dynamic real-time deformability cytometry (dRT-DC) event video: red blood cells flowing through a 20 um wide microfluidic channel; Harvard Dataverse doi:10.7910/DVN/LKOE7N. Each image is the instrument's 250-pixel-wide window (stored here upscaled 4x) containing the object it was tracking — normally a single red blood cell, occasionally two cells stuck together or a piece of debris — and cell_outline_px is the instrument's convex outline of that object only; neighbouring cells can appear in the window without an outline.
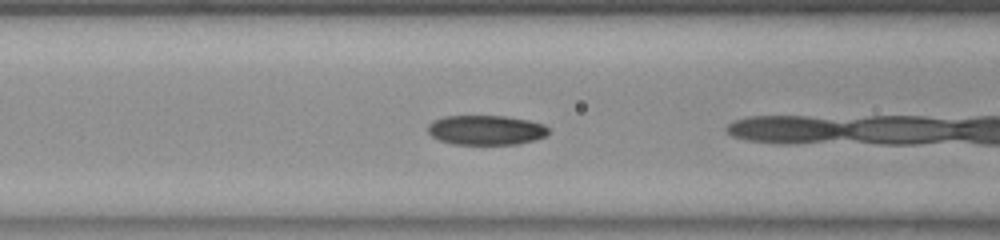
{"species": "common noctule bat (a hibernating species)", "species_latin": "Nyctalus noctula", "temperature_condition": "room temperature", "stored_images_in_passage": 26, "camera_frame_rate_fps": 3000, "um_per_image_px": 0.085, "animal": {"sex": "female", "body_mass_g": 23.0, "forearm_length_mm": 53.4}, "frame": {"image": 1, "passage_image": 5, "time_ms": 1.333, "image_size_px": [1000, 240], "cell_outline_px": [[548, 132], [544, 136], [536, 140], [516, 144], [452, 144], [440, 140], [432, 136], [428, 132], [428, 124], [432, 120], [444, 116], [504, 116], [528, 120], [544, 124], [548, 128]], "centroid_in_image_um": [41.29, 11.05], "position_along_channel_um": 125.3, "area_um2": 20.87}}
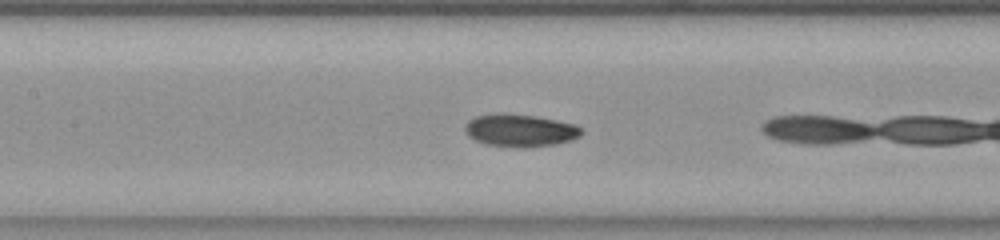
{"frame": {"image": 2, "passage_image": 8, "time_ms": 2.333, "image_size_px": [1000, 240], "cell_outline_px": [[584, 132], [580, 136], [572, 140], [556, 144], [528, 148], [516, 148], [488, 144], [476, 140], [468, 136], [464, 128], [468, 120], [476, 116], [504, 112], [532, 116], [556, 120], [572, 124], [580, 128]], "centroid_in_image_um": [44.2, 11.09], "position_along_channel_um": 163.2, "area_um2": 22.14}}
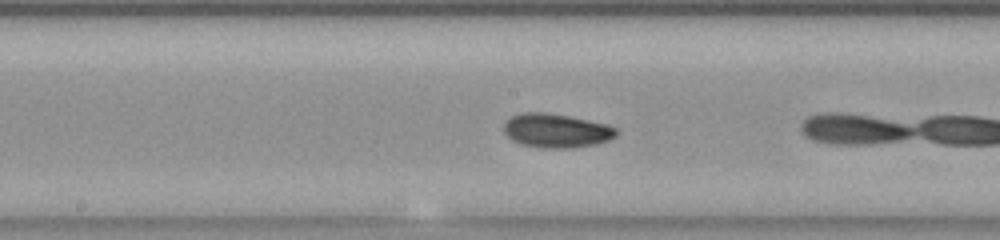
{"frame": {"image": 3, "passage_image": 11, "time_ms": 3.333, "image_size_px": [1000, 240], "cell_outline_px": [[616, 136], [608, 140], [596, 144], [572, 148], [540, 148], [520, 144], [512, 140], [504, 132], [504, 124], [512, 116], [524, 112], [544, 112], [568, 116], [608, 124], [616, 128]], "centroid_in_image_um": [47.28, 11.11], "position_along_channel_um": 200.9, "area_um2": 22.25}}